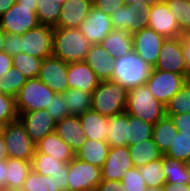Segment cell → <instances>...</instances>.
<instances>
[{
    "label": "cell",
    "instance_id": "cell-1",
    "mask_svg": "<svg viewBox=\"0 0 190 191\" xmlns=\"http://www.w3.org/2000/svg\"><path fill=\"white\" fill-rule=\"evenodd\" d=\"M91 43L78 28L53 27L52 56L67 63L84 61Z\"/></svg>",
    "mask_w": 190,
    "mask_h": 191
},
{
    "label": "cell",
    "instance_id": "cell-2",
    "mask_svg": "<svg viewBox=\"0 0 190 191\" xmlns=\"http://www.w3.org/2000/svg\"><path fill=\"white\" fill-rule=\"evenodd\" d=\"M128 89L114 80L100 82L92 93L91 110L105 117L126 112Z\"/></svg>",
    "mask_w": 190,
    "mask_h": 191
},
{
    "label": "cell",
    "instance_id": "cell-3",
    "mask_svg": "<svg viewBox=\"0 0 190 191\" xmlns=\"http://www.w3.org/2000/svg\"><path fill=\"white\" fill-rule=\"evenodd\" d=\"M126 113L155 124L166 116V106L156 100L146 84L128 90Z\"/></svg>",
    "mask_w": 190,
    "mask_h": 191
},
{
    "label": "cell",
    "instance_id": "cell-4",
    "mask_svg": "<svg viewBox=\"0 0 190 191\" xmlns=\"http://www.w3.org/2000/svg\"><path fill=\"white\" fill-rule=\"evenodd\" d=\"M113 80L128 90L145 84L152 67L134 51L121 58H114Z\"/></svg>",
    "mask_w": 190,
    "mask_h": 191
},
{
    "label": "cell",
    "instance_id": "cell-5",
    "mask_svg": "<svg viewBox=\"0 0 190 191\" xmlns=\"http://www.w3.org/2000/svg\"><path fill=\"white\" fill-rule=\"evenodd\" d=\"M56 95L38 78L27 79L15 98L17 112L45 110Z\"/></svg>",
    "mask_w": 190,
    "mask_h": 191
},
{
    "label": "cell",
    "instance_id": "cell-6",
    "mask_svg": "<svg viewBox=\"0 0 190 191\" xmlns=\"http://www.w3.org/2000/svg\"><path fill=\"white\" fill-rule=\"evenodd\" d=\"M2 134L8 158L32 160L36 143L29 137L25 126L19 119L4 126Z\"/></svg>",
    "mask_w": 190,
    "mask_h": 191
},
{
    "label": "cell",
    "instance_id": "cell-7",
    "mask_svg": "<svg viewBox=\"0 0 190 191\" xmlns=\"http://www.w3.org/2000/svg\"><path fill=\"white\" fill-rule=\"evenodd\" d=\"M187 80V75L152 68L145 84L153 97L166 106Z\"/></svg>",
    "mask_w": 190,
    "mask_h": 191
},
{
    "label": "cell",
    "instance_id": "cell-8",
    "mask_svg": "<svg viewBox=\"0 0 190 191\" xmlns=\"http://www.w3.org/2000/svg\"><path fill=\"white\" fill-rule=\"evenodd\" d=\"M36 10L37 6L15 3L7 12L0 16V28L6 34L23 35L30 29L40 25Z\"/></svg>",
    "mask_w": 190,
    "mask_h": 191
},
{
    "label": "cell",
    "instance_id": "cell-9",
    "mask_svg": "<svg viewBox=\"0 0 190 191\" xmlns=\"http://www.w3.org/2000/svg\"><path fill=\"white\" fill-rule=\"evenodd\" d=\"M150 7L151 2L125 3L110 16L113 29L126 30L130 34L138 32L148 20Z\"/></svg>",
    "mask_w": 190,
    "mask_h": 191
},
{
    "label": "cell",
    "instance_id": "cell-10",
    "mask_svg": "<svg viewBox=\"0 0 190 191\" xmlns=\"http://www.w3.org/2000/svg\"><path fill=\"white\" fill-rule=\"evenodd\" d=\"M101 181V168L76 157L69 162L68 191H95Z\"/></svg>",
    "mask_w": 190,
    "mask_h": 191
},
{
    "label": "cell",
    "instance_id": "cell-11",
    "mask_svg": "<svg viewBox=\"0 0 190 191\" xmlns=\"http://www.w3.org/2000/svg\"><path fill=\"white\" fill-rule=\"evenodd\" d=\"M53 27L38 25L22 35V52L44 59L52 56Z\"/></svg>",
    "mask_w": 190,
    "mask_h": 191
},
{
    "label": "cell",
    "instance_id": "cell-12",
    "mask_svg": "<svg viewBox=\"0 0 190 191\" xmlns=\"http://www.w3.org/2000/svg\"><path fill=\"white\" fill-rule=\"evenodd\" d=\"M132 38L133 51L150 67L154 68L166 38L147 26L133 33Z\"/></svg>",
    "mask_w": 190,
    "mask_h": 191
},
{
    "label": "cell",
    "instance_id": "cell-13",
    "mask_svg": "<svg viewBox=\"0 0 190 191\" xmlns=\"http://www.w3.org/2000/svg\"><path fill=\"white\" fill-rule=\"evenodd\" d=\"M145 26L155 30L166 39L181 37L179 23L174 20L169 7L163 1L156 0L151 2Z\"/></svg>",
    "mask_w": 190,
    "mask_h": 191
},
{
    "label": "cell",
    "instance_id": "cell-14",
    "mask_svg": "<svg viewBox=\"0 0 190 191\" xmlns=\"http://www.w3.org/2000/svg\"><path fill=\"white\" fill-rule=\"evenodd\" d=\"M67 73L68 63L50 56L43 59L38 79L56 94H63L68 90Z\"/></svg>",
    "mask_w": 190,
    "mask_h": 191
},
{
    "label": "cell",
    "instance_id": "cell-15",
    "mask_svg": "<svg viewBox=\"0 0 190 191\" xmlns=\"http://www.w3.org/2000/svg\"><path fill=\"white\" fill-rule=\"evenodd\" d=\"M154 69L186 75L181 37L165 39Z\"/></svg>",
    "mask_w": 190,
    "mask_h": 191
},
{
    "label": "cell",
    "instance_id": "cell-16",
    "mask_svg": "<svg viewBox=\"0 0 190 191\" xmlns=\"http://www.w3.org/2000/svg\"><path fill=\"white\" fill-rule=\"evenodd\" d=\"M110 20L109 15L92 6L78 29L91 44H99L113 30Z\"/></svg>",
    "mask_w": 190,
    "mask_h": 191
},
{
    "label": "cell",
    "instance_id": "cell-17",
    "mask_svg": "<svg viewBox=\"0 0 190 191\" xmlns=\"http://www.w3.org/2000/svg\"><path fill=\"white\" fill-rule=\"evenodd\" d=\"M18 115V119L25 126L29 137L35 143L55 131L57 121L46 110L18 112Z\"/></svg>",
    "mask_w": 190,
    "mask_h": 191
},
{
    "label": "cell",
    "instance_id": "cell-18",
    "mask_svg": "<svg viewBox=\"0 0 190 191\" xmlns=\"http://www.w3.org/2000/svg\"><path fill=\"white\" fill-rule=\"evenodd\" d=\"M133 167L128 146L110 147L106 162L101 168L102 180L121 181L124 173Z\"/></svg>",
    "mask_w": 190,
    "mask_h": 191
},
{
    "label": "cell",
    "instance_id": "cell-19",
    "mask_svg": "<svg viewBox=\"0 0 190 191\" xmlns=\"http://www.w3.org/2000/svg\"><path fill=\"white\" fill-rule=\"evenodd\" d=\"M67 81L68 89H80L91 94L101 82L85 61L68 63Z\"/></svg>",
    "mask_w": 190,
    "mask_h": 191
},
{
    "label": "cell",
    "instance_id": "cell-20",
    "mask_svg": "<svg viewBox=\"0 0 190 191\" xmlns=\"http://www.w3.org/2000/svg\"><path fill=\"white\" fill-rule=\"evenodd\" d=\"M93 0H69L62 5L58 28H79L92 9Z\"/></svg>",
    "mask_w": 190,
    "mask_h": 191
},
{
    "label": "cell",
    "instance_id": "cell-21",
    "mask_svg": "<svg viewBox=\"0 0 190 191\" xmlns=\"http://www.w3.org/2000/svg\"><path fill=\"white\" fill-rule=\"evenodd\" d=\"M101 82L113 80L114 58L101 46L92 44L84 60Z\"/></svg>",
    "mask_w": 190,
    "mask_h": 191
},
{
    "label": "cell",
    "instance_id": "cell-22",
    "mask_svg": "<svg viewBox=\"0 0 190 191\" xmlns=\"http://www.w3.org/2000/svg\"><path fill=\"white\" fill-rule=\"evenodd\" d=\"M55 132L75 153L87 140L79 116L69 115L57 121Z\"/></svg>",
    "mask_w": 190,
    "mask_h": 191
},
{
    "label": "cell",
    "instance_id": "cell-23",
    "mask_svg": "<svg viewBox=\"0 0 190 191\" xmlns=\"http://www.w3.org/2000/svg\"><path fill=\"white\" fill-rule=\"evenodd\" d=\"M35 146L36 151L51 155L63 163H69L75 157V152L55 131L39 140Z\"/></svg>",
    "mask_w": 190,
    "mask_h": 191
},
{
    "label": "cell",
    "instance_id": "cell-24",
    "mask_svg": "<svg viewBox=\"0 0 190 191\" xmlns=\"http://www.w3.org/2000/svg\"><path fill=\"white\" fill-rule=\"evenodd\" d=\"M100 44L113 58H121L133 51L132 34L126 30L113 29Z\"/></svg>",
    "mask_w": 190,
    "mask_h": 191
},
{
    "label": "cell",
    "instance_id": "cell-25",
    "mask_svg": "<svg viewBox=\"0 0 190 191\" xmlns=\"http://www.w3.org/2000/svg\"><path fill=\"white\" fill-rule=\"evenodd\" d=\"M85 137L96 141H105L108 131V117L93 110L85 111L79 116Z\"/></svg>",
    "mask_w": 190,
    "mask_h": 191
},
{
    "label": "cell",
    "instance_id": "cell-26",
    "mask_svg": "<svg viewBox=\"0 0 190 191\" xmlns=\"http://www.w3.org/2000/svg\"><path fill=\"white\" fill-rule=\"evenodd\" d=\"M110 146L106 141L87 139L83 146L75 153V157L102 168L106 162Z\"/></svg>",
    "mask_w": 190,
    "mask_h": 191
},
{
    "label": "cell",
    "instance_id": "cell-27",
    "mask_svg": "<svg viewBox=\"0 0 190 191\" xmlns=\"http://www.w3.org/2000/svg\"><path fill=\"white\" fill-rule=\"evenodd\" d=\"M6 190L23 188L31 168V160L8 158L6 160Z\"/></svg>",
    "mask_w": 190,
    "mask_h": 191
},
{
    "label": "cell",
    "instance_id": "cell-28",
    "mask_svg": "<svg viewBox=\"0 0 190 191\" xmlns=\"http://www.w3.org/2000/svg\"><path fill=\"white\" fill-rule=\"evenodd\" d=\"M134 167L140 168L147 163L162 158L164 155L153 138L128 146Z\"/></svg>",
    "mask_w": 190,
    "mask_h": 191
},
{
    "label": "cell",
    "instance_id": "cell-29",
    "mask_svg": "<svg viewBox=\"0 0 190 191\" xmlns=\"http://www.w3.org/2000/svg\"><path fill=\"white\" fill-rule=\"evenodd\" d=\"M107 127L109 129L105 141L110 147L128 146L126 112L108 117Z\"/></svg>",
    "mask_w": 190,
    "mask_h": 191
},
{
    "label": "cell",
    "instance_id": "cell-30",
    "mask_svg": "<svg viewBox=\"0 0 190 191\" xmlns=\"http://www.w3.org/2000/svg\"><path fill=\"white\" fill-rule=\"evenodd\" d=\"M177 132L178 131L169 116H165L154 124L152 138L163 154L169 149Z\"/></svg>",
    "mask_w": 190,
    "mask_h": 191
},
{
    "label": "cell",
    "instance_id": "cell-31",
    "mask_svg": "<svg viewBox=\"0 0 190 191\" xmlns=\"http://www.w3.org/2000/svg\"><path fill=\"white\" fill-rule=\"evenodd\" d=\"M154 124L144 122L141 118L127 114L128 146L149 140L153 137Z\"/></svg>",
    "mask_w": 190,
    "mask_h": 191
},
{
    "label": "cell",
    "instance_id": "cell-32",
    "mask_svg": "<svg viewBox=\"0 0 190 191\" xmlns=\"http://www.w3.org/2000/svg\"><path fill=\"white\" fill-rule=\"evenodd\" d=\"M164 173L168 184H190V165L164 156Z\"/></svg>",
    "mask_w": 190,
    "mask_h": 191
},
{
    "label": "cell",
    "instance_id": "cell-33",
    "mask_svg": "<svg viewBox=\"0 0 190 191\" xmlns=\"http://www.w3.org/2000/svg\"><path fill=\"white\" fill-rule=\"evenodd\" d=\"M64 100L69 108V114L80 116L92 108V94L80 89H68L63 93Z\"/></svg>",
    "mask_w": 190,
    "mask_h": 191
},
{
    "label": "cell",
    "instance_id": "cell-34",
    "mask_svg": "<svg viewBox=\"0 0 190 191\" xmlns=\"http://www.w3.org/2000/svg\"><path fill=\"white\" fill-rule=\"evenodd\" d=\"M147 187H162L166 183L164 173V155L139 168Z\"/></svg>",
    "mask_w": 190,
    "mask_h": 191
},
{
    "label": "cell",
    "instance_id": "cell-35",
    "mask_svg": "<svg viewBox=\"0 0 190 191\" xmlns=\"http://www.w3.org/2000/svg\"><path fill=\"white\" fill-rule=\"evenodd\" d=\"M68 163H63L51 155L42 154L35 150L31 160V168L38 174L52 176L56 172H63Z\"/></svg>",
    "mask_w": 190,
    "mask_h": 191
},
{
    "label": "cell",
    "instance_id": "cell-36",
    "mask_svg": "<svg viewBox=\"0 0 190 191\" xmlns=\"http://www.w3.org/2000/svg\"><path fill=\"white\" fill-rule=\"evenodd\" d=\"M62 4L56 3L53 0H38L37 1V19L42 25L55 27L58 23Z\"/></svg>",
    "mask_w": 190,
    "mask_h": 191
},
{
    "label": "cell",
    "instance_id": "cell-37",
    "mask_svg": "<svg viewBox=\"0 0 190 191\" xmlns=\"http://www.w3.org/2000/svg\"><path fill=\"white\" fill-rule=\"evenodd\" d=\"M42 61V59L24 52H19L15 56H12L13 67L19 70L28 79L38 78Z\"/></svg>",
    "mask_w": 190,
    "mask_h": 191
},
{
    "label": "cell",
    "instance_id": "cell-38",
    "mask_svg": "<svg viewBox=\"0 0 190 191\" xmlns=\"http://www.w3.org/2000/svg\"><path fill=\"white\" fill-rule=\"evenodd\" d=\"M27 79L19 70L12 67L0 78V92L16 98Z\"/></svg>",
    "mask_w": 190,
    "mask_h": 191
},
{
    "label": "cell",
    "instance_id": "cell-39",
    "mask_svg": "<svg viewBox=\"0 0 190 191\" xmlns=\"http://www.w3.org/2000/svg\"><path fill=\"white\" fill-rule=\"evenodd\" d=\"M170 158L182 161L184 163H190V137L187 135H181V132H177L176 137L170 144L169 149L164 154Z\"/></svg>",
    "mask_w": 190,
    "mask_h": 191
},
{
    "label": "cell",
    "instance_id": "cell-40",
    "mask_svg": "<svg viewBox=\"0 0 190 191\" xmlns=\"http://www.w3.org/2000/svg\"><path fill=\"white\" fill-rule=\"evenodd\" d=\"M190 113V81L166 105V114Z\"/></svg>",
    "mask_w": 190,
    "mask_h": 191
},
{
    "label": "cell",
    "instance_id": "cell-41",
    "mask_svg": "<svg viewBox=\"0 0 190 191\" xmlns=\"http://www.w3.org/2000/svg\"><path fill=\"white\" fill-rule=\"evenodd\" d=\"M166 4L174 20L179 23L181 33L190 29V2L187 0H168Z\"/></svg>",
    "mask_w": 190,
    "mask_h": 191
},
{
    "label": "cell",
    "instance_id": "cell-42",
    "mask_svg": "<svg viewBox=\"0 0 190 191\" xmlns=\"http://www.w3.org/2000/svg\"><path fill=\"white\" fill-rule=\"evenodd\" d=\"M24 191H59L50 176L41 175L31 170L24 181Z\"/></svg>",
    "mask_w": 190,
    "mask_h": 191
},
{
    "label": "cell",
    "instance_id": "cell-43",
    "mask_svg": "<svg viewBox=\"0 0 190 191\" xmlns=\"http://www.w3.org/2000/svg\"><path fill=\"white\" fill-rule=\"evenodd\" d=\"M18 116L15 98L0 92V124L6 126L18 120Z\"/></svg>",
    "mask_w": 190,
    "mask_h": 191
},
{
    "label": "cell",
    "instance_id": "cell-44",
    "mask_svg": "<svg viewBox=\"0 0 190 191\" xmlns=\"http://www.w3.org/2000/svg\"><path fill=\"white\" fill-rule=\"evenodd\" d=\"M125 191H146L147 185L140 174L139 168L133 167L124 173L121 180Z\"/></svg>",
    "mask_w": 190,
    "mask_h": 191
},
{
    "label": "cell",
    "instance_id": "cell-45",
    "mask_svg": "<svg viewBox=\"0 0 190 191\" xmlns=\"http://www.w3.org/2000/svg\"><path fill=\"white\" fill-rule=\"evenodd\" d=\"M55 121H60L69 116V108L64 100L63 94H56L50 105L45 109Z\"/></svg>",
    "mask_w": 190,
    "mask_h": 191
},
{
    "label": "cell",
    "instance_id": "cell-46",
    "mask_svg": "<svg viewBox=\"0 0 190 191\" xmlns=\"http://www.w3.org/2000/svg\"><path fill=\"white\" fill-rule=\"evenodd\" d=\"M173 121L178 132L181 135H187L190 137V113H179V114H166Z\"/></svg>",
    "mask_w": 190,
    "mask_h": 191
},
{
    "label": "cell",
    "instance_id": "cell-47",
    "mask_svg": "<svg viewBox=\"0 0 190 191\" xmlns=\"http://www.w3.org/2000/svg\"><path fill=\"white\" fill-rule=\"evenodd\" d=\"M21 42L22 35L6 34L3 45L4 51L8 53L11 57L15 56L17 53L22 52Z\"/></svg>",
    "mask_w": 190,
    "mask_h": 191
},
{
    "label": "cell",
    "instance_id": "cell-48",
    "mask_svg": "<svg viewBox=\"0 0 190 191\" xmlns=\"http://www.w3.org/2000/svg\"><path fill=\"white\" fill-rule=\"evenodd\" d=\"M125 3V0H93V6L109 16Z\"/></svg>",
    "mask_w": 190,
    "mask_h": 191
},
{
    "label": "cell",
    "instance_id": "cell-49",
    "mask_svg": "<svg viewBox=\"0 0 190 191\" xmlns=\"http://www.w3.org/2000/svg\"><path fill=\"white\" fill-rule=\"evenodd\" d=\"M69 163L64 167L63 172H56L50 176L57 185L59 191H68Z\"/></svg>",
    "mask_w": 190,
    "mask_h": 191
},
{
    "label": "cell",
    "instance_id": "cell-50",
    "mask_svg": "<svg viewBox=\"0 0 190 191\" xmlns=\"http://www.w3.org/2000/svg\"><path fill=\"white\" fill-rule=\"evenodd\" d=\"M95 191H125L122 188V183L119 180H102Z\"/></svg>",
    "mask_w": 190,
    "mask_h": 191
},
{
    "label": "cell",
    "instance_id": "cell-51",
    "mask_svg": "<svg viewBox=\"0 0 190 191\" xmlns=\"http://www.w3.org/2000/svg\"><path fill=\"white\" fill-rule=\"evenodd\" d=\"M12 67V57L5 51L0 52V78Z\"/></svg>",
    "mask_w": 190,
    "mask_h": 191
},
{
    "label": "cell",
    "instance_id": "cell-52",
    "mask_svg": "<svg viewBox=\"0 0 190 191\" xmlns=\"http://www.w3.org/2000/svg\"><path fill=\"white\" fill-rule=\"evenodd\" d=\"M182 51H183V57L185 59L186 64V75L187 78H190V44L185 43L182 40Z\"/></svg>",
    "mask_w": 190,
    "mask_h": 191
},
{
    "label": "cell",
    "instance_id": "cell-53",
    "mask_svg": "<svg viewBox=\"0 0 190 191\" xmlns=\"http://www.w3.org/2000/svg\"><path fill=\"white\" fill-rule=\"evenodd\" d=\"M163 191H190V184H179V183H174V184H168L165 183L162 186Z\"/></svg>",
    "mask_w": 190,
    "mask_h": 191
},
{
    "label": "cell",
    "instance_id": "cell-54",
    "mask_svg": "<svg viewBox=\"0 0 190 191\" xmlns=\"http://www.w3.org/2000/svg\"><path fill=\"white\" fill-rule=\"evenodd\" d=\"M6 160L0 161V191L6 190Z\"/></svg>",
    "mask_w": 190,
    "mask_h": 191
},
{
    "label": "cell",
    "instance_id": "cell-55",
    "mask_svg": "<svg viewBox=\"0 0 190 191\" xmlns=\"http://www.w3.org/2000/svg\"><path fill=\"white\" fill-rule=\"evenodd\" d=\"M15 3L16 0H0V16L7 12Z\"/></svg>",
    "mask_w": 190,
    "mask_h": 191
},
{
    "label": "cell",
    "instance_id": "cell-56",
    "mask_svg": "<svg viewBox=\"0 0 190 191\" xmlns=\"http://www.w3.org/2000/svg\"><path fill=\"white\" fill-rule=\"evenodd\" d=\"M8 159V153L6 150V143L3 138V134L0 136V161L1 160H7Z\"/></svg>",
    "mask_w": 190,
    "mask_h": 191
},
{
    "label": "cell",
    "instance_id": "cell-57",
    "mask_svg": "<svg viewBox=\"0 0 190 191\" xmlns=\"http://www.w3.org/2000/svg\"><path fill=\"white\" fill-rule=\"evenodd\" d=\"M16 3L27 6H37V0H16Z\"/></svg>",
    "mask_w": 190,
    "mask_h": 191
},
{
    "label": "cell",
    "instance_id": "cell-58",
    "mask_svg": "<svg viewBox=\"0 0 190 191\" xmlns=\"http://www.w3.org/2000/svg\"><path fill=\"white\" fill-rule=\"evenodd\" d=\"M181 38L185 43L190 44V29L182 32Z\"/></svg>",
    "mask_w": 190,
    "mask_h": 191
},
{
    "label": "cell",
    "instance_id": "cell-59",
    "mask_svg": "<svg viewBox=\"0 0 190 191\" xmlns=\"http://www.w3.org/2000/svg\"><path fill=\"white\" fill-rule=\"evenodd\" d=\"M6 33L0 28V52L4 51L3 45L5 41Z\"/></svg>",
    "mask_w": 190,
    "mask_h": 191
},
{
    "label": "cell",
    "instance_id": "cell-60",
    "mask_svg": "<svg viewBox=\"0 0 190 191\" xmlns=\"http://www.w3.org/2000/svg\"><path fill=\"white\" fill-rule=\"evenodd\" d=\"M126 3H136V4H141L143 2H153L156 0H125Z\"/></svg>",
    "mask_w": 190,
    "mask_h": 191
},
{
    "label": "cell",
    "instance_id": "cell-61",
    "mask_svg": "<svg viewBox=\"0 0 190 191\" xmlns=\"http://www.w3.org/2000/svg\"><path fill=\"white\" fill-rule=\"evenodd\" d=\"M146 191H163L162 187H147Z\"/></svg>",
    "mask_w": 190,
    "mask_h": 191
},
{
    "label": "cell",
    "instance_id": "cell-62",
    "mask_svg": "<svg viewBox=\"0 0 190 191\" xmlns=\"http://www.w3.org/2000/svg\"><path fill=\"white\" fill-rule=\"evenodd\" d=\"M53 1L56 2V3L58 2V3L62 4V5H64L69 0H53Z\"/></svg>",
    "mask_w": 190,
    "mask_h": 191
},
{
    "label": "cell",
    "instance_id": "cell-63",
    "mask_svg": "<svg viewBox=\"0 0 190 191\" xmlns=\"http://www.w3.org/2000/svg\"><path fill=\"white\" fill-rule=\"evenodd\" d=\"M4 125L0 124V136L2 135Z\"/></svg>",
    "mask_w": 190,
    "mask_h": 191
},
{
    "label": "cell",
    "instance_id": "cell-64",
    "mask_svg": "<svg viewBox=\"0 0 190 191\" xmlns=\"http://www.w3.org/2000/svg\"><path fill=\"white\" fill-rule=\"evenodd\" d=\"M9 191H24L22 188L19 189H13V190H9Z\"/></svg>",
    "mask_w": 190,
    "mask_h": 191
}]
</instances>
